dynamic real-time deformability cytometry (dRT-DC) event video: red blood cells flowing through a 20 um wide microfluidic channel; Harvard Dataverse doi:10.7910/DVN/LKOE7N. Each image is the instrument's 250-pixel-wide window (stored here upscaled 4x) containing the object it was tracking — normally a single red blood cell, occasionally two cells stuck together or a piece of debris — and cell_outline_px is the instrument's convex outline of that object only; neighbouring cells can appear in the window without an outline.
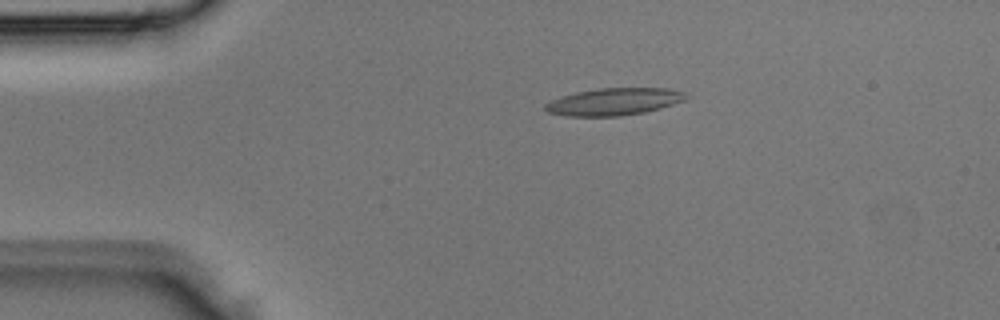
{"species": "Egyptian fruit bat (a non-hibernating species)", "species_latin": "Rousettus aegyptiacus", "temperature_condition": "room temperature", "stored_images_in_passage": 5, "camera_frame_rate_fps": 3000, "um_per_image_px": 0.085, "animal": {"sex": "male"}, "frame": {"image": 1, "passage_image": 3, "time_ms": 0.667, "image_size_px": [1000, 320], "cell_outline_px": [[692, 96], [684, 100], [660, 108], [644, 112], [620, 116], [568, 116], [548, 112], [544, 108], [544, 104], [560, 96], [576, 92], [600, 88], [668, 88], [684, 92]], "centroid_in_image_um": [52.2, 8.63], "position_along_channel_um": 32.8, "area_um2": 22.31}}
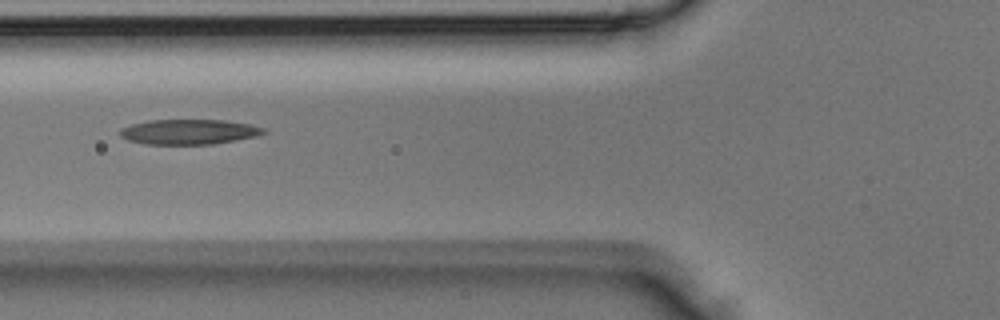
{"frame": {"image": 2, "passage_image": 5, "time_ms": 1.333, "image_size_px": [1000, 320], "cell_outline_px": [[268, 132], [256, 136], [236, 140], [212, 144], [144, 144], [128, 140], [120, 136], [120, 128], [132, 124], [148, 120], [224, 120], [248, 124], [264, 128]], "centroid_in_image_um": [16.04, 11.2], "position_along_channel_um": 109.8, "area_um2": 20.92}}